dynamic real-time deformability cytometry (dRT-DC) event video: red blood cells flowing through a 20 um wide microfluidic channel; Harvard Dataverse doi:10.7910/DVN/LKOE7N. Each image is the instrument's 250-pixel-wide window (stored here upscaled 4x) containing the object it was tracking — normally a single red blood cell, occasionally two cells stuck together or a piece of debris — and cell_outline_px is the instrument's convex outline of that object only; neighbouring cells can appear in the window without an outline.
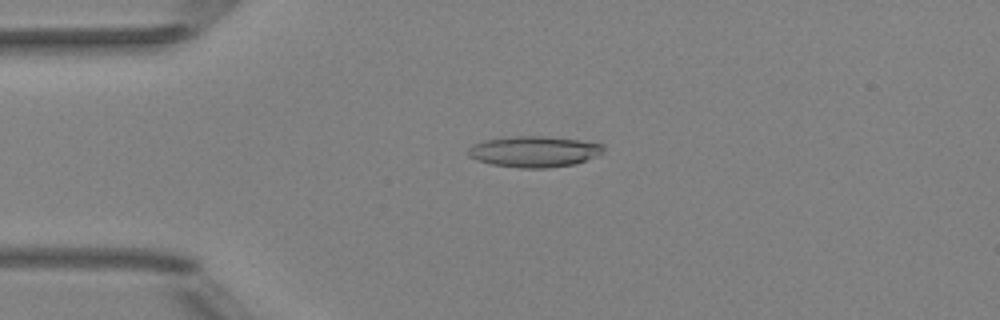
{"species": "Egyptian fruit bat (a non-hibernating species)", "species_latin": "Rousettus aegyptiacus", "temperature_condition": "room temperature", "stored_images_in_passage": 40, "camera_frame_rate_fps": 3000, "um_per_image_px": 0.085, "animal": {"sex": "female"}, "frame": {"image": 1, "passage_image": 13, "time_ms": 4.0, "image_size_px": [1000, 320], "cell_outline_px": [[604, 152], [596, 156], [572, 164], [548, 168], [520, 168], [492, 164], [476, 160], [468, 156], [468, 148], [472, 144], [484, 140], [516, 136], [544, 136], [576, 140], [604, 144]], "centroid_in_image_um": [45.37, 12.88], "position_along_channel_um": 39.6, "area_um2": 24.28}}
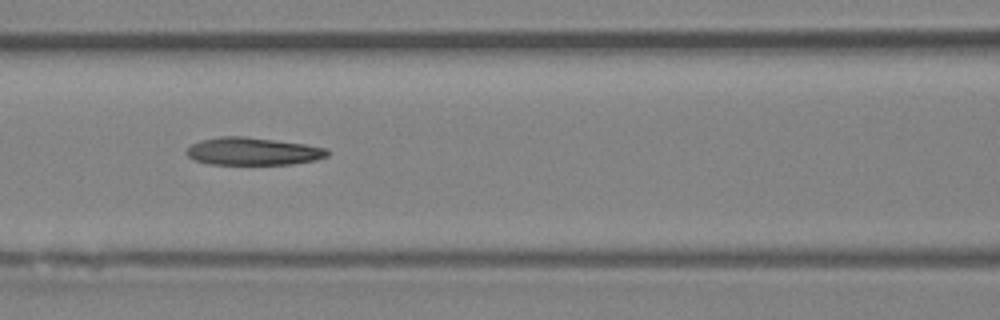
{"frame": {"image": 2, "passage_image": 23, "time_ms": 7.333, "image_size_px": [1000, 320], "cell_outline_px": [[328, 156], [316, 160], [292, 164], [208, 164], [196, 160], [188, 156], [184, 152], [192, 144], [200, 140], [220, 136], [244, 136], [304, 144], [324, 148], [328, 152]], "centroid_in_image_um": [21.46, 12.86], "position_along_channel_um": 145.1, "area_um2": 22.54}}
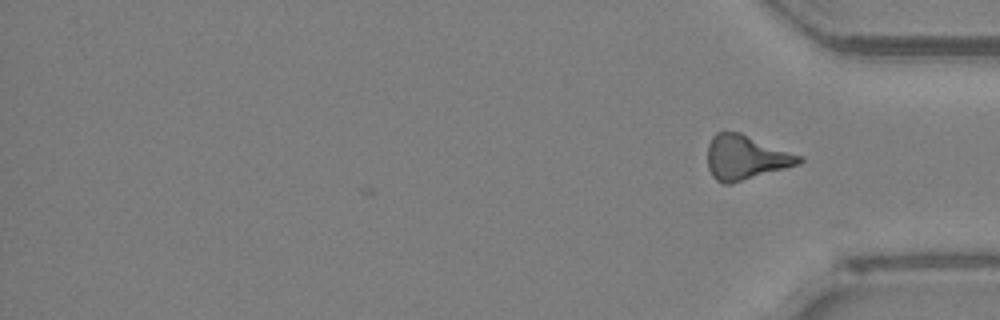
{"frame": {"image": 3, "passage_image": 40, "time_ms": 13.0, "image_size_px": [1000, 320], "cell_outline_px": [[804, 160], [800, 164], [728, 184], [724, 184], [716, 180], [712, 176], [708, 168], [708, 144], [712, 136], [716, 132], [740, 132], [804, 156]], "centroid_in_image_um": [63.4, 13.37], "position_along_channel_um": 371.8, "area_um2": 23.76}, "authors_computed_cell_mechanics": {"area_um2": 23.8425, "velocity_mm_per_s": 4.0242, "shape_relaxation_time_tau1_ms": null, "shape_relaxation_time_tau2_ms": 4.9667, "deformation_change_tau1": null, "deformation_change_tau2": 0.1693}}